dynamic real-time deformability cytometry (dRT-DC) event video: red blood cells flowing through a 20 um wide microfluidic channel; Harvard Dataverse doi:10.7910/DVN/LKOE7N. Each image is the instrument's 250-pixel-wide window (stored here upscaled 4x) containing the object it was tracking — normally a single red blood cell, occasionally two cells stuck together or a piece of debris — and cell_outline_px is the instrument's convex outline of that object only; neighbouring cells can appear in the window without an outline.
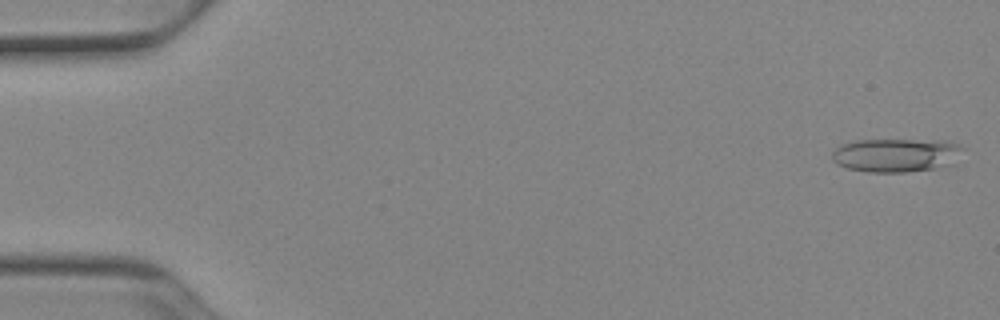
{"species": "Egyptian fruit bat (a non-hibernating species)", "species_latin": "Rousettus aegyptiacus", "temperature_condition": "cold", "stored_images_in_passage": 34, "camera_frame_rate_fps": 3000, "um_per_image_px": 0.085, "animal": {"sex": "female"}, "frame": {"image": 1, "passage_image": 1, "time_ms": 0.0, "image_size_px": [1000, 320], "cell_outline_px": [[964, 148], [956, 164], [908, 172], [868, 172], [848, 168], [836, 164], [832, 160], [832, 152], [840, 144], [856, 140], [944, 140], [956, 144]], "centroid_in_image_um": [76.18, 13.18], "position_along_channel_um": 8.8, "area_um2": 25.89}}
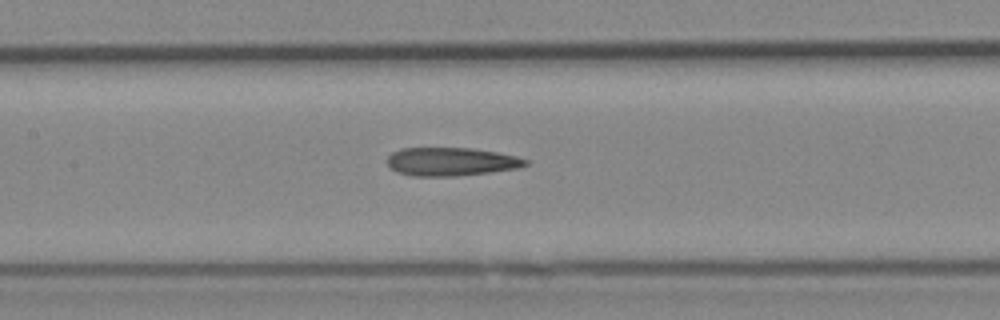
{"frame": {"image": 2, "passage_image": 24, "time_ms": 7.667, "image_size_px": [1000, 320], "cell_outline_px": [[528, 164], [520, 168], [456, 176], [412, 176], [396, 172], [388, 164], [388, 156], [392, 152], [404, 148], [472, 148], [496, 152], [516, 156], [528, 160]], "centroid_in_image_um": [38.35, 13.74], "position_along_channel_um": 169.1, "area_um2": 22.77}}
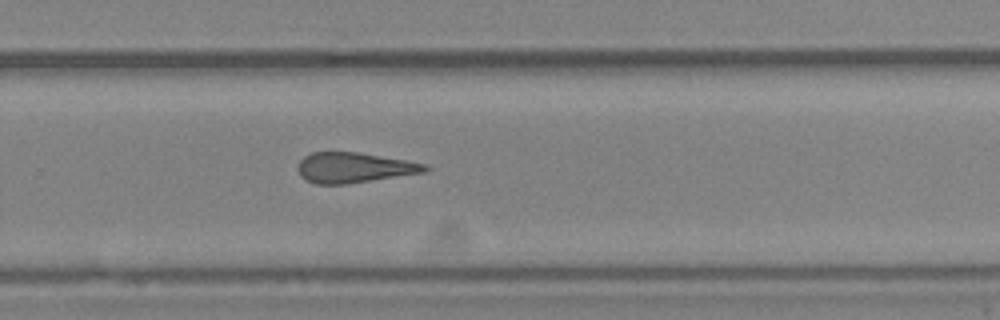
{"frame": {"image": 3, "passage_image": 34, "time_ms": 11.0, "image_size_px": [1000, 320], "cell_outline_px": [[432, 168], [424, 172], [348, 184], [316, 184], [300, 176], [296, 168], [300, 160], [304, 156], [312, 152], [356, 152], [428, 164]], "centroid_in_image_um": [30.08, 14.25], "position_along_channel_um": 299.7, "area_um2": 22.37}}